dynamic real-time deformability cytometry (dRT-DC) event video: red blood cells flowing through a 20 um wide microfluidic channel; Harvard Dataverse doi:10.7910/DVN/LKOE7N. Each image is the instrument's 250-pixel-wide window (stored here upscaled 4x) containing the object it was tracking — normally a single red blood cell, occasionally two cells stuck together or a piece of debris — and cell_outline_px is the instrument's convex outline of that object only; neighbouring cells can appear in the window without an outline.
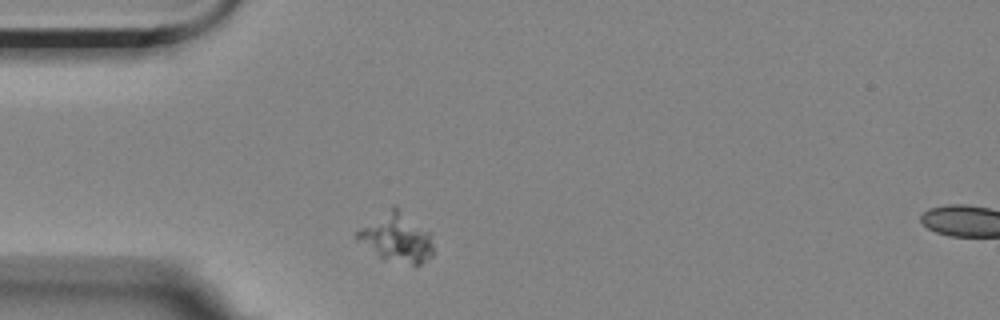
{"species": "Egyptian fruit bat (a non-hibernating species)", "species_latin": "Rousettus aegyptiacus", "temperature_condition": "room temperature", "stored_images_in_passage": 2, "segment_of_instrument_passage": [1, 2], "camera_frame_rate_fps": 3000, "um_per_image_px": 0.085, "animal": {"sex": "female"}, "frame": {"image": 1, "passage_image": 1, "time_ms": 0.0, "image_size_px": [1000, 320], "cell_outline_px": [[432, 256], [420, 264], [412, 264], [380, 260], [352, 236], [360, 228], [392, 204], [396, 204], [432, 232]], "centroid_in_image_um": [33.69, 20.16], "position_along_channel_um": 51.3, "area_um2": 22.6}}